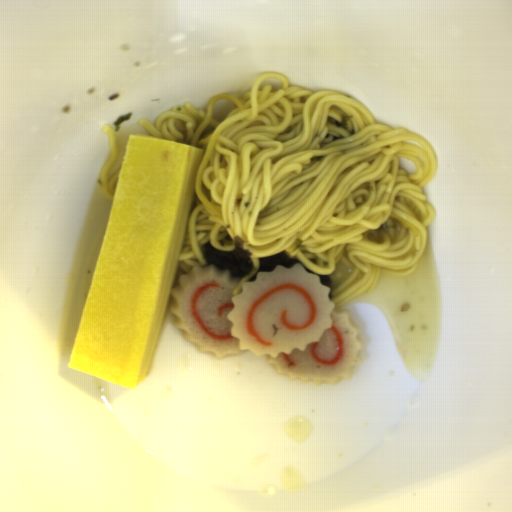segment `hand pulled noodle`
I'll return each mask as SVG.
<instances>
[{
	"label": "hand pulled noodle",
	"instance_id": "obj_1",
	"mask_svg": "<svg viewBox=\"0 0 512 512\" xmlns=\"http://www.w3.org/2000/svg\"><path fill=\"white\" fill-rule=\"evenodd\" d=\"M263 73L241 97L211 96L207 112L186 101L140 125L152 138L192 145L204 154L195 202L180 250L178 278L209 266L208 241L233 251L240 236L252 254L287 252L328 275L335 308L357 301L385 276L415 272L436 218L423 186L438 169L428 140L406 127L377 123L366 105L339 91L289 86ZM353 115L347 130L326 123Z\"/></svg>",
	"mask_w": 512,
	"mask_h": 512
},
{
	"label": "hand pulled noodle",
	"instance_id": "obj_2",
	"mask_svg": "<svg viewBox=\"0 0 512 512\" xmlns=\"http://www.w3.org/2000/svg\"><path fill=\"white\" fill-rule=\"evenodd\" d=\"M103 131L106 132L107 138L110 142V157L106 160L101 173L99 181L103 189V198L114 200L117 183L121 171V167L115 170L114 174L108 178V174L115 162L117 149H118V130L115 127L103 125Z\"/></svg>",
	"mask_w": 512,
	"mask_h": 512
}]
</instances>
